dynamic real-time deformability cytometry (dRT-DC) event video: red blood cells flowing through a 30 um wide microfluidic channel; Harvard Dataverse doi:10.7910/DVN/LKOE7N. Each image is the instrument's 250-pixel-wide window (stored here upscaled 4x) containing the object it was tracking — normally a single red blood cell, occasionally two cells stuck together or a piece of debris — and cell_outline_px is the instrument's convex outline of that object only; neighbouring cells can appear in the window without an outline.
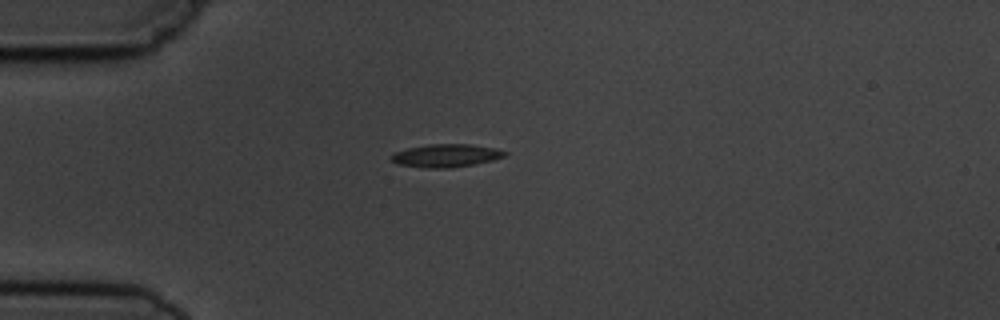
{"species": "common noctule bat (a hibernating species)", "species_latin": "Nyctalus noctula", "temperature_condition": "cold", "stored_images_in_passage": 1, "camera_frame_rate_fps": 3000, "um_per_image_px": 0.085, "animal": {"sex": "male", "body_mass_g": 19.5, "forearm_length_mm": 54.6}, "frame": {"image": 1, "passage_image": 1, "time_ms": 0.0, "image_size_px": [1000, 320], "cell_outline_px": [[508, 152], [504, 156], [492, 160], [452, 168], [428, 168], [396, 164], [392, 160], [392, 156], [396, 152], [408, 148], [428, 144], [468, 144], [496, 148]], "centroid_in_image_um": [37.92, 13.22], "position_along_channel_um": 47.1, "area_um2": 15.03}}